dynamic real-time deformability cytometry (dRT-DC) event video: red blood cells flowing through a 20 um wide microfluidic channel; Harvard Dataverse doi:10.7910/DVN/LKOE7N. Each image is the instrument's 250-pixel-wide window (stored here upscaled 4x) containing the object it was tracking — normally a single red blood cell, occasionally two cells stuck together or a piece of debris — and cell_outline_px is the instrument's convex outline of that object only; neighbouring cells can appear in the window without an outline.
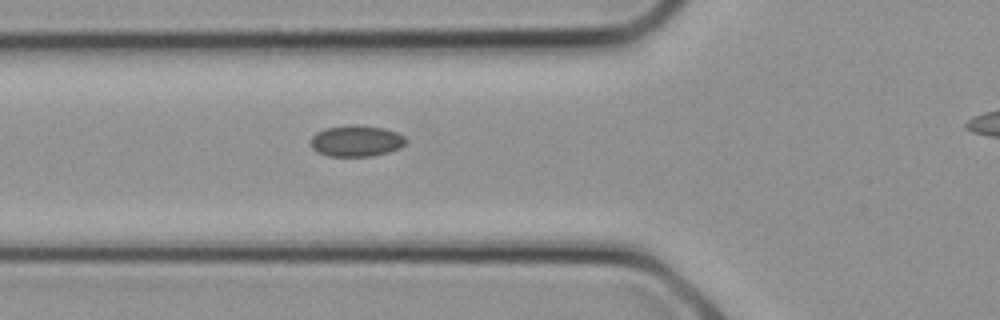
{"species": "common noctule bat (a hibernating species)", "species_latin": "Nyctalus noctula", "temperature_condition": "cold", "stored_images_in_passage": 5, "segment_of_instrument_passage": [1, 2], "camera_frame_rate_fps": 3000, "um_per_image_px": 0.085, "animal": {"sex": "female", "body_mass_g": 21.9}, "frame": {"image": 1, "passage_image": 4, "time_ms": 1.0, "image_size_px": [1000, 320], "cell_outline_px": [[408, 140], [400, 148], [388, 152], [372, 156], [328, 156], [316, 152], [312, 148], [308, 140], [316, 132], [324, 128], [352, 124], [384, 128], [396, 132], [404, 136]], "centroid_in_image_um": [30.24, 11.98], "position_along_channel_um": 95.6, "area_um2": 17.57}}